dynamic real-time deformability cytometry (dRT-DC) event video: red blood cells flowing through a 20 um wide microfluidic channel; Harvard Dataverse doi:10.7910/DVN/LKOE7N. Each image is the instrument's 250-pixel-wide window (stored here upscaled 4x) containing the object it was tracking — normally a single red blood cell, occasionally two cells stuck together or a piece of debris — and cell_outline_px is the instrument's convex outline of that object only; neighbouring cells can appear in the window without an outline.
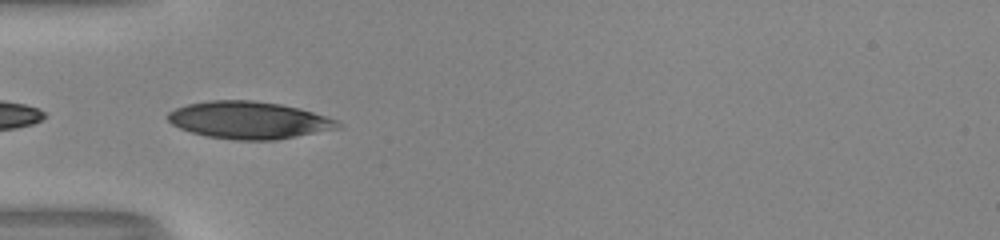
{"species": "human", "species_latin": "Homo sapiens", "temperature_condition": "room temperature", "stored_images_in_passage": 22, "camera_frame_rate_fps": 3000, "um_per_image_px": 0.085, "donor": {"sex": "male"}, "frame": {"image": 1, "passage_image": 1, "time_ms": 0.0, "image_size_px": [1000, 240], "cell_outline_px": [[340, 128], [276, 140], [236, 140], [208, 136], [192, 132], [180, 128], [172, 124], [168, 120], [168, 112], [176, 108], [188, 104], [208, 100], [252, 100], [280, 104], [300, 108], [336, 120], [340, 124]], "centroid_in_image_um": [21.14, 10.21], "position_along_channel_um": 63.9, "area_um2": 36.7}}